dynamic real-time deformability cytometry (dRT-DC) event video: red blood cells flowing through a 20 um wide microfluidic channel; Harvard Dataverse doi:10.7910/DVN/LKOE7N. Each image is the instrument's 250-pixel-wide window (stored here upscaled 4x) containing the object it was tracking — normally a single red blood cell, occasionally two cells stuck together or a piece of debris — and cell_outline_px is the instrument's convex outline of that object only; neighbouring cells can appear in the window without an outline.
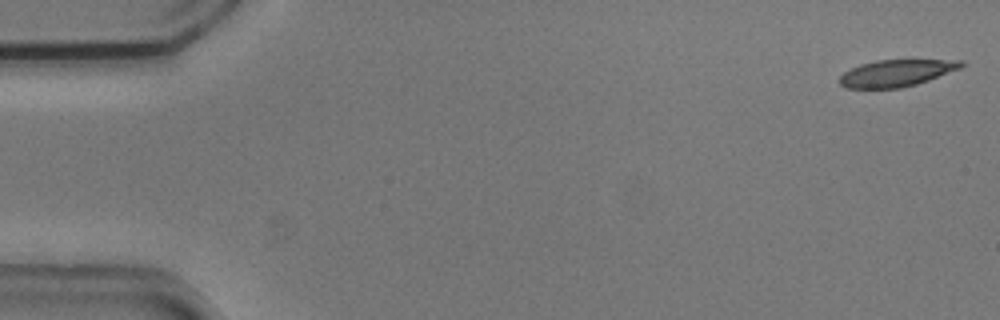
{"species": "common noctule bat (a hibernating species)", "species_latin": "Nyctalus noctula", "temperature_condition": "cold", "stored_images_in_passage": 54, "camera_frame_rate_fps": 3000, "um_per_image_px": 0.085, "animal": {"sex": "male", "body_mass_g": 20.5, "forearm_length_mm": 52.5}, "frame": {"image": 1, "passage_image": 1, "time_ms": 0.0, "image_size_px": [1000, 320], "cell_outline_px": [[964, 64], [960, 68], [928, 80], [916, 84], [900, 88], [844, 88], [840, 84], [840, 76], [844, 72], [860, 64], [876, 60], [964, 60]], "centroid_in_image_um": [76.17, 6.21], "position_along_channel_um": 8.8, "area_um2": 18.84}}
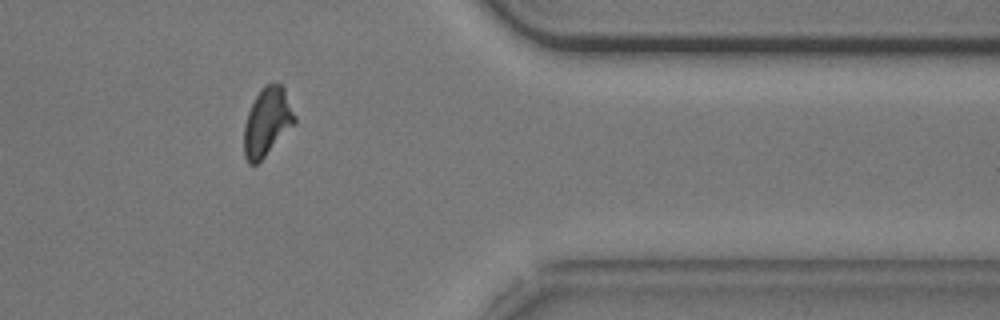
{"frame": {"image": 2, "passage_image": 44, "time_ms": 14.333, "image_size_px": [1000, 320], "cell_outline_px": [[296, 120], [264, 156], [256, 164], [248, 164], [244, 156], [244, 124], [248, 112], [256, 96], [264, 84], [280, 84], [284, 88], [296, 116]], "centroid_in_image_um": [22.68, 10.34], "position_along_channel_um": 388.7, "area_um2": 19.59}}
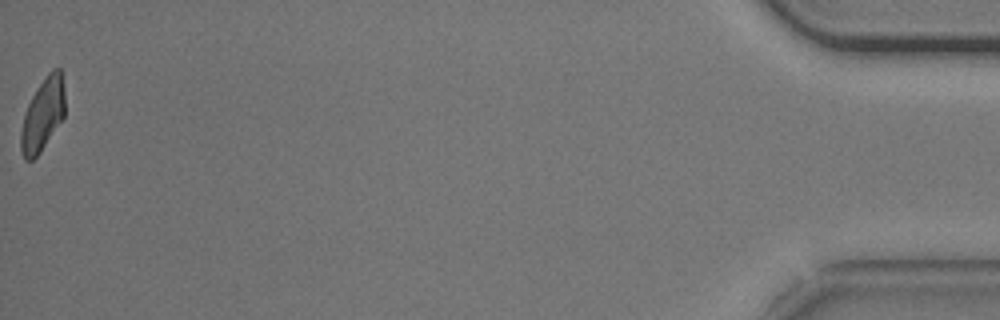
{"frame": {"image": 3, "passage_image": 54, "time_ms": 17.667, "image_size_px": [1000, 320], "cell_outline_px": [[64, 116], [40, 152], [32, 160], [24, 160], [20, 148], [20, 132], [24, 116], [28, 104], [32, 96], [48, 72], [52, 68], [60, 68], [64, 88]], "centroid_in_image_um": [3.62, 9.74], "position_along_channel_um": 431.6, "area_um2": 18.38}, "authors_computed_cell_mechanics": {"area_um2": 20.4612, "velocity_mm_per_s": 3.7183, "shape_relaxation_time_tau1_ms": 3.7824, "shape_relaxation_time_tau2_ms": 5.6552, "deformation_change_tau1": 0.1543, "deformation_change_tau2": 0.1266}}